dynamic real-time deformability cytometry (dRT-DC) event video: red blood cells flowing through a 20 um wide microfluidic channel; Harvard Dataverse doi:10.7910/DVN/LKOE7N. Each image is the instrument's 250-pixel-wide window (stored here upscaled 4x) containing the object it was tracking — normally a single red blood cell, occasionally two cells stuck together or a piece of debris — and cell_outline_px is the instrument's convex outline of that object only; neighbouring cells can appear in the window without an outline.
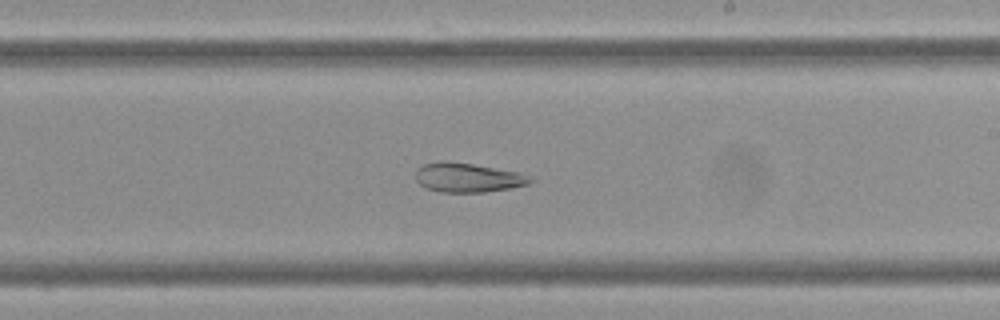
{"species": "Egyptian fruit bat (a non-hibernating species)", "species_latin": "Rousettus aegyptiacus", "temperature_condition": "cold", "stored_images_in_passage": 60, "camera_frame_rate_fps": 3000, "um_per_image_px": 0.085, "frame": {"image": 1, "passage_image": 35, "time_ms": 11.333, "image_size_px": [1000, 320], "cell_outline_px": [[536, 180], [528, 184], [512, 188], [484, 192], [440, 192], [428, 188], [420, 184], [416, 180], [416, 168], [424, 164], [472, 164], [520, 172]], "centroid_in_image_um": [39.84, 15.14], "position_along_channel_um": 249.2, "area_um2": 18.9}}
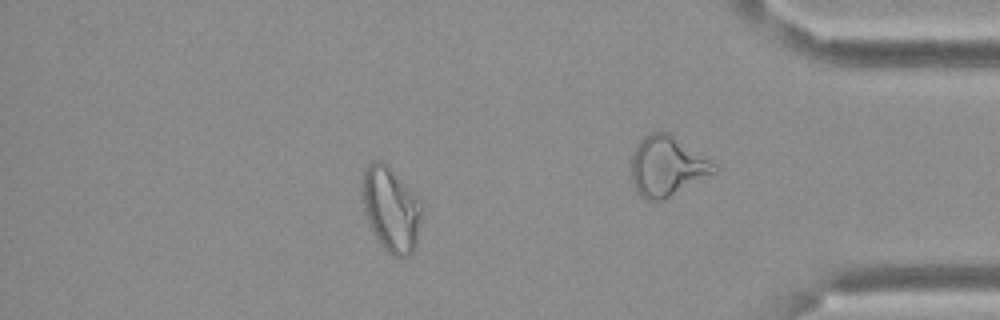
{"frame": {"image": 2, "passage_image": 52, "time_ms": 17.0, "image_size_px": [1000, 320], "cell_outline_px": [[420, 216], [416, 244], [412, 252], [408, 256], [400, 260], [392, 256], [384, 248], [376, 236], [368, 220], [364, 208], [360, 188], [364, 168], [372, 160], [380, 160], [416, 196], [420, 212]], "centroid_in_image_um": [33.18, 17.81], "position_along_channel_um": 402.0, "area_um2": 28.55}, "authors_computed_cell_mechanics": {"area_um2": 28.611, "velocity_mm_per_s": 3.3805, "shape_relaxation_time_tau1_ms": null, "shape_relaxation_time_tau2_ms": 3.0297, "deformation_change_tau1": null, "deformation_change_tau2": 0.077}}